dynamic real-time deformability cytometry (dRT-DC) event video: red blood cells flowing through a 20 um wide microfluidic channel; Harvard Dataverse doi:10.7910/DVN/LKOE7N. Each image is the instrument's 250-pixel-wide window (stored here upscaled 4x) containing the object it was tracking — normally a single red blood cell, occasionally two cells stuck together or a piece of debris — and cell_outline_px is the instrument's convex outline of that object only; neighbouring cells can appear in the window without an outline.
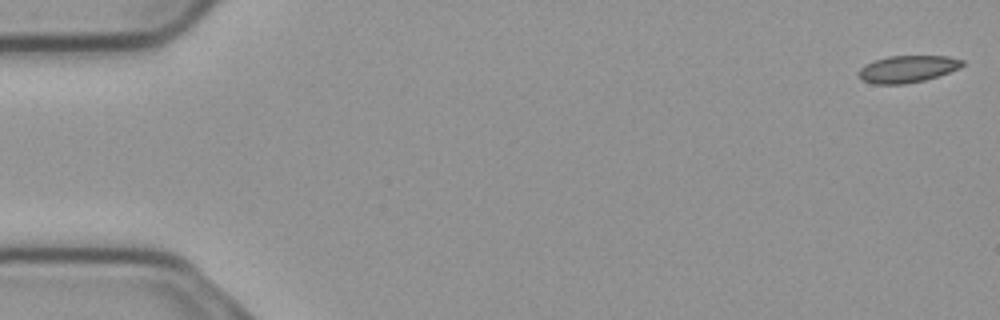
{"species": "common noctule bat (a hibernating species)", "species_latin": "Nyctalus noctula", "temperature_condition": "cold", "stored_images_in_passage": 55, "camera_frame_rate_fps": 3000, "um_per_image_px": 0.085, "animal": {"sex": "male", "body_mass_g": 23.1, "forearm_length_mm": 52.7}, "frame": {"image": 1, "passage_image": 1, "time_ms": 0.0, "image_size_px": [1000, 320], "cell_outline_px": [[964, 64], [948, 72], [924, 80], [904, 84], [876, 84], [864, 80], [856, 72], [864, 64], [888, 56], [948, 56], [964, 60]], "centroid_in_image_um": [77.1, 5.85], "position_along_channel_um": 7.9, "area_um2": 16.07}}
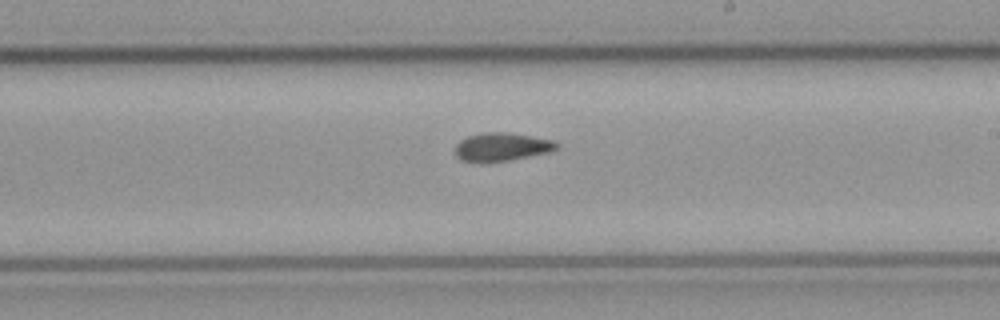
{"frame": {"image": 2, "passage_image": 32, "time_ms": 10.333, "image_size_px": [1000, 320], "cell_outline_px": [[560, 148], [548, 152], [508, 160], [484, 164], [460, 160], [456, 156], [456, 144], [460, 140], [468, 136], [480, 132], [512, 132], [556, 140], [560, 144]], "centroid_in_image_um": [42.66, 12.48], "position_along_channel_um": 246.3, "area_um2": 17.28}}
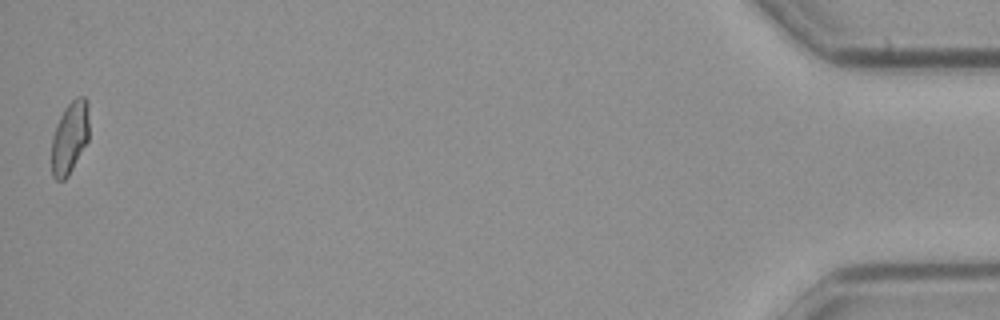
{"frame": {"image": 3, "passage_image": 55, "time_ms": 18.0, "image_size_px": [1000, 320], "cell_outline_px": [[88, 140], [68, 176], [64, 180], [56, 180], [52, 176], [52, 136], [60, 116], [64, 108], [76, 96], [84, 96], [88, 100]], "centroid_in_image_um": [5.93, 11.67], "position_along_channel_um": 429.3, "area_um2": 15.78}, "authors_computed_cell_mechanics": {"area_um2": 16.5308, "velocity_mm_per_s": 3.707, "shape_relaxation_time_tau1_ms": null, "shape_relaxation_time_tau2_ms": 3.8651, "deformation_change_tau1": null, "deformation_change_tau2": 0.1008}}